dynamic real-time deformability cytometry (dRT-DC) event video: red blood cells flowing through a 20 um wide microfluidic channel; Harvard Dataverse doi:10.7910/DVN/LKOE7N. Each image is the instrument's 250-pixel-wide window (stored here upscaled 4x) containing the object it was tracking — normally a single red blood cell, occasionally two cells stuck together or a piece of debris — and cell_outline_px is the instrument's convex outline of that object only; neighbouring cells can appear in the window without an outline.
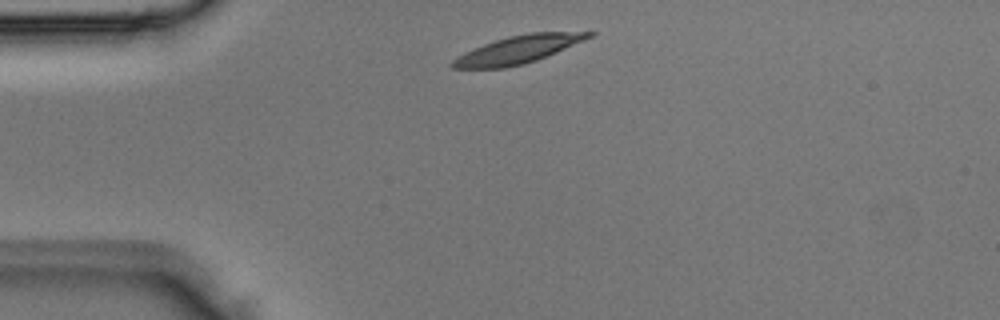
{"species": "Egyptian fruit bat (a non-hibernating species)", "species_latin": "Rousettus aegyptiacus", "temperature_condition": "room temperature", "stored_images_in_passage": 1, "camera_frame_rate_fps": 3000, "um_per_image_px": 0.085, "animal": {"sex": "male"}, "frame": {"image": 1, "passage_image": 1, "time_ms": 0.0, "image_size_px": [1000, 320], "cell_outline_px": [[596, 32], [592, 36], [584, 40], [556, 52], [536, 60], [524, 64], [504, 68], [452, 68], [448, 64], [452, 60], [464, 52], [472, 48], [508, 36], [532, 32]], "centroid_in_image_um": [43.98, 4.22], "position_along_channel_um": 41.0, "area_um2": 21.79}}